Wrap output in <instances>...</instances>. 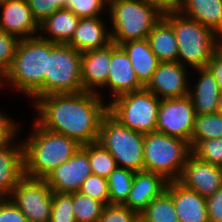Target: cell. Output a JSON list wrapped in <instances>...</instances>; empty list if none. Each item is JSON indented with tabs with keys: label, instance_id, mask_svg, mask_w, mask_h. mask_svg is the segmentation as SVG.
<instances>
[{
	"label": "cell",
	"instance_id": "43",
	"mask_svg": "<svg viewBox=\"0 0 222 222\" xmlns=\"http://www.w3.org/2000/svg\"><path fill=\"white\" fill-rule=\"evenodd\" d=\"M141 1L155 4L164 12L176 10L179 4V0H141Z\"/></svg>",
	"mask_w": 222,
	"mask_h": 222
},
{
	"label": "cell",
	"instance_id": "6",
	"mask_svg": "<svg viewBox=\"0 0 222 222\" xmlns=\"http://www.w3.org/2000/svg\"><path fill=\"white\" fill-rule=\"evenodd\" d=\"M190 144L180 138L155 131L144 134V171L162 175L167 181H176L188 156Z\"/></svg>",
	"mask_w": 222,
	"mask_h": 222
},
{
	"label": "cell",
	"instance_id": "15",
	"mask_svg": "<svg viewBox=\"0 0 222 222\" xmlns=\"http://www.w3.org/2000/svg\"><path fill=\"white\" fill-rule=\"evenodd\" d=\"M0 8V29L19 39L36 37L40 25L34 19L26 0H6Z\"/></svg>",
	"mask_w": 222,
	"mask_h": 222
},
{
	"label": "cell",
	"instance_id": "28",
	"mask_svg": "<svg viewBox=\"0 0 222 222\" xmlns=\"http://www.w3.org/2000/svg\"><path fill=\"white\" fill-rule=\"evenodd\" d=\"M134 174L135 171L121 167H117L109 174L107 182L110 204L123 205L126 202Z\"/></svg>",
	"mask_w": 222,
	"mask_h": 222
},
{
	"label": "cell",
	"instance_id": "1",
	"mask_svg": "<svg viewBox=\"0 0 222 222\" xmlns=\"http://www.w3.org/2000/svg\"><path fill=\"white\" fill-rule=\"evenodd\" d=\"M100 94L87 91L55 93L35 103V120L45 129L75 139L80 145L98 141L100 123L108 105Z\"/></svg>",
	"mask_w": 222,
	"mask_h": 222
},
{
	"label": "cell",
	"instance_id": "12",
	"mask_svg": "<svg viewBox=\"0 0 222 222\" xmlns=\"http://www.w3.org/2000/svg\"><path fill=\"white\" fill-rule=\"evenodd\" d=\"M92 174L88 153L80 147L73 156L53 170L45 179L52 192L74 193Z\"/></svg>",
	"mask_w": 222,
	"mask_h": 222
},
{
	"label": "cell",
	"instance_id": "42",
	"mask_svg": "<svg viewBox=\"0 0 222 222\" xmlns=\"http://www.w3.org/2000/svg\"><path fill=\"white\" fill-rule=\"evenodd\" d=\"M207 68L216 79L220 92H222V45L214 52Z\"/></svg>",
	"mask_w": 222,
	"mask_h": 222
},
{
	"label": "cell",
	"instance_id": "3",
	"mask_svg": "<svg viewBox=\"0 0 222 222\" xmlns=\"http://www.w3.org/2000/svg\"><path fill=\"white\" fill-rule=\"evenodd\" d=\"M33 123L32 134L22 142L24 173L27 177L45 179L81 145L73 138L43 128L36 120Z\"/></svg>",
	"mask_w": 222,
	"mask_h": 222
},
{
	"label": "cell",
	"instance_id": "8",
	"mask_svg": "<svg viewBox=\"0 0 222 222\" xmlns=\"http://www.w3.org/2000/svg\"><path fill=\"white\" fill-rule=\"evenodd\" d=\"M160 103L161 99L144 88L120 95L107 105L108 112L122 125L147 134L156 131Z\"/></svg>",
	"mask_w": 222,
	"mask_h": 222
},
{
	"label": "cell",
	"instance_id": "47",
	"mask_svg": "<svg viewBox=\"0 0 222 222\" xmlns=\"http://www.w3.org/2000/svg\"><path fill=\"white\" fill-rule=\"evenodd\" d=\"M6 0H0V5L2 4V3H4Z\"/></svg>",
	"mask_w": 222,
	"mask_h": 222
},
{
	"label": "cell",
	"instance_id": "25",
	"mask_svg": "<svg viewBox=\"0 0 222 222\" xmlns=\"http://www.w3.org/2000/svg\"><path fill=\"white\" fill-rule=\"evenodd\" d=\"M79 19L71 10L58 9L40 24L39 31L49 37L43 34L39 36L53 43L67 44L74 35Z\"/></svg>",
	"mask_w": 222,
	"mask_h": 222
},
{
	"label": "cell",
	"instance_id": "32",
	"mask_svg": "<svg viewBox=\"0 0 222 222\" xmlns=\"http://www.w3.org/2000/svg\"><path fill=\"white\" fill-rule=\"evenodd\" d=\"M73 212V193L53 192L49 222H76Z\"/></svg>",
	"mask_w": 222,
	"mask_h": 222
},
{
	"label": "cell",
	"instance_id": "19",
	"mask_svg": "<svg viewBox=\"0 0 222 222\" xmlns=\"http://www.w3.org/2000/svg\"><path fill=\"white\" fill-rule=\"evenodd\" d=\"M167 183L160 174L137 171L133 176L129 196L123 205L140 214L154 198L166 190Z\"/></svg>",
	"mask_w": 222,
	"mask_h": 222
},
{
	"label": "cell",
	"instance_id": "35",
	"mask_svg": "<svg viewBox=\"0 0 222 222\" xmlns=\"http://www.w3.org/2000/svg\"><path fill=\"white\" fill-rule=\"evenodd\" d=\"M108 0H66L65 9L71 10L77 17H100Z\"/></svg>",
	"mask_w": 222,
	"mask_h": 222
},
{
	"label": "cell",
	"instance_id": "20",
	"mask_svg": "<svg viewBox=\"0 0 222 222\" xmlns=\"http://www.w3.org/2000/svg\"><path fill=\"white\" fill-rule=\"evenodd\" d=\"M100 17L80 18L73 37L67 43L80 53L106 47L110 44L111 33Z\"/></svg>",
	"mask_w": 222,
	"mask_h": 222
},
{
	"label": "cell",
	"instance_id": "29",
	"mask_svg": "<svg viewBox=\"0 0 222 222\" xmlns=\"http://www.w3.org/2000/svg\"><path fill=\"white\" fill-rule=\"evenodd\" d=\"M81 147L88 153L92 174L107 179L109 174L118 167L111 153L99 142L81 145Z\"/></svg>",
	"mask_w": 222,
	"mask_h": 222
},
{
	"label": "cell",
	"instance_id": "37",
	"mask_svg": "<svg viewBox=\"0 0 222 222\" xmlns=\"http://www.w3.org/2000/svg\"><path fill=\"white\" fill-rule=\"evenodd\" d=\"M20 39L0 29V74L3 75L15 57Z\"/></svg>",
	"mask_w": 222,
	"mask_h": 222
},
{
	"label": "cell",
	"instance_id": "11",
	"mask_svg": "<svg viewBox=\"0 0 222 222\" xmlns=\"http://www.w3.org/2000/svg\"><path fill=\"white\" fill-rule=\"evenodd\" d=\"M195 109L189 95L163 99L159 105L156 131L187 141L195 127Z\"/></svg>",
	"mask_w": 222,
	"mask_h": 222
},
{
	"label": "cell",
	"instance_id": "40",
	"mask_svg": "<svg viewBox=\"0 0 222 222\" xmlns=\"http://www.w3.org/2000/svg\"><path fill=\"white\" fill-rule=\"evenodd\" d=\"M0 222H28L22 211L9 199L0 207Z\"/></svg>",
	"mask_w": 222,
	"mask_h": 222
},
{
	"label": "cell",
	"instance_id": "10",
	"mask_svg": "<svg viewBox=\"0 0 222 222\" xmlns=\"http://www.w3.org/2000/svg\"><path fill=\"white\" fill-rule=\"evenodd\" d=\"M10 199L28 222H49L53 192L46 179L24 176L10 194Z\"/></svg>",
	"mask_w": 222,
	"mask_h": 222
},
{
	"label": "cell",
	"instance_id": "16",
	"mask_svg": "<svg viewBox=\"0 0 222 222\" xmlns=\"http://www.w3.org/2000/svg\"><path fill=\"white\" fill-rule=\"evenodd\" d=\"M107 87L111 89L114 99L145 88L137 78L127 53L114 42H112Z\"/></svg>",
	"mask_w": 222,
	"mask_h": 222
},
{
	"label": "cell",
	"instance_id": "5",
	"mask_svg": "<svg viewBox=\"0 0 222 222\" xmlns=\"http://www.w3.org/2000/svg\"><path fill=\"white\" fill-rule=\"evenodd\" d=\"M111 17V41L121 45L130 40L146 39L163 17L155 4L141 0H108Z\"/></svg>",
	"mask_w": 222,
	"mask_h": 222
},
{
	"label": "cell",
	"instance_id": "13",
	"mask_svg": "<svg viewBox=\"0 0 222 222\" xmlns=\"http://www.w3.org/2000/svg\"><path fill=\"white\" fill-rule=\"evenodd\" d=\"M176 181L201 196L208 197L222 186V167L204 162L191 153Z\"/></svg>",
	"mask_w": 222,
	"mask_h": 222
},
{
	"label": "cell",
	"instance_id": "45",
	"mask_svg": "<svg viewBox=\"0 0 222 222\" xmlns=\"http://www.w3.org/2000/svg\"><path fill=\"white\" fill-rule=\"evenodd\" d=\"M217 109L218 113L222 114V92L219 94Z\"/></svg>",
	"mask_w": 222,
	"mask_h": 222
},
{
	"label": "cell",
	"instance_id": "31",
	"mask_svg": "<svg viewBox=\"0 0 222 222\" xmlns=\"http://www.w3.org/2000/svg\"><path fill=\"white\" fill-rule=\"evenodd\" d=\"M104 204L77 191L73 193V210L76 222H99Z\"/></svg>",
	"mask_w": 222,
	"mask_h": 222
},
{
	"label": "cell",
	"instance_id": "41",
	"mask_svg": "<svg viewBox=\"0 0 222 222\" xmlns=\"http://www.w3.org/2000/svg\"><path fill=\"white\" fill-rule=\"evenodd\" d=\"M1 113L0 111V143L14 141L15 135L18 133V123L9 116H5V113Z\"/></svg>",
	"mask_w": 222,
	"mask_h": 222
},
{
	"label": "cell",
	"instance_id": "33",
	"mask_svg": "<svg viewBox=\"0 0 222 222\" xmlns=\"http://www.w3.org/2000/svg\"><path fill=\"white\" fill-rule=\"evenodd\" d=\"M191 150L198 159L222 167V138L199 141Z\"/></svg>",
	"mask_w": 222,
	"mask_h": 222
},
{
	"label": "cell",
	"instance_id": "39",
	"mask_svg": "<svg viewBox=\"0 0 222 222\" xmlns=\"http://www.w3.org/2000/svg\"><path fill=\"white\" fill-rule=\"evenodd\" d=\"M209 222H222V186L206 197Z\"/></svg>",
	"mask_w": 222,
	"mask_h": 222
},
{
	"label": "cell",
	"instance_id": "22",
	"mask_svg": "<svg viewBox=\"0 0 222 222\" xmlns=\"http://www.w3.org/2000/svg\"><path fill=\"white\" fill-rule=\"evenodd\" d=\"M176 10L212 29L222 39V0H179Z\"/></svg>",
	"mask_w": 222,
	"mask_h": 222
},
{
	"label": "cell",
	"instance_id": "2",
	"mask_svg": "<svg viewBox=\"0 0 222 222\" xmlns=\"http://www.w3.org/2000/svg\"><path fill=\"white\" fill-rule=\"evenodd\" d=\"M57 43L36 37L20 39L10 67L2 75L3 82L33 97V101L45 96V73L48 57ZM5 80V81H4Z\"/></svg>",
	"mask_w": 222,
	"mask_h": 222
},
{
	"label": "cell",
	"instance_id": "18",
	"mask_svg": "<svg viewBox=\"0 0 222 222\" xmlns=\"http://www.w3.org/2000/svg\"><path fill=\"white\" fill-rule=\"evenodd\" d=\"M166 191L173 198L179 222H209L206 197L177 181H168Z\"/></svg>",
	"mask_w": 222,
	"mask_h": 222
},
{
	"label": "cell",
	"instance_id": "38",
	"mask_svg": "<svg viewBox=\"0 0 222 222\" xmlns=\"http://www.w3.org/2000/svg\"><path fill=\"white\" fill-rule=\"evenodd\" d=\"M34 19L40 25L56 10L65 8L66 0H26Z\"/></svg>",
	"mask_w": 222,
	"mask_h": 222
},
{
	"label": "cell",
	"instance_id": "4",
	"mask_svg": "<svg viewBox=\"0 0 222 222\" xmlns=\"http://www.w3.org/2000/svg\"><path fill=\"white\" fill-rule=\"evenodd\" d=\"M163 18L173 27L178 45L177 61L192 68L207 67L214 52L222 45V39L212 29L177 10L166 11ZM184 61V62H183Z\"/></svg>",
	"mask_w": 222,
	"mask_h": 222
},
{
	"label": "cell",
	"instance_id": "44",
	"mask_svg": "<svg viewBox=\"0 0 222 222\" xmlns=\"http://www.w3.org/2000/svg\"><path fill=\"white\" fill-rule=\"evenodd\" d=\"M9 199L10 195L4 190L0 189V207H2Z\"/></svg>",
	"mask_w": 222,
	"mask_h": 222
},
{
	"label": "cell",
	"instance_id": "27",
	"mask_svg": "<svg viewBox=\"0 0 222 222\" xmlns=\"http://www.w3.org/2000/svg\"><path fill=\"white\" fill-rule=\"evenodd\" d=\"M140 222H179L172 196L165 190L139 214Z\"/></svg>",
	"mask_w": 222,
	"mask_h": 222
},
{
	"label": "cell",
	"instance_id": "24",
	"mask_svg": "<svg viewBox=\"0 0 222 222\" xmlns=\"http://www.w3.org/2000/svg\"><path fill=\"white\" fill-rule=\"evenodd\" d=\"M119 46L127 53L139 81L146 86L160 63L148 39L130 40Z\"/></svg>",
	"mask_w": 222,
	"mask_h": 222
},
{
	"label": "cell",
	"instance_id": "30",
	"mask_svg": "<svg viewBox=\"0 0 222 222\" xmlns=\"http://www.w3.org/2000/svg\"><path fill=\"white\" fill-rule=\"evenodd\" d=\"M222 138V114L196 115L191 149L199 142Z\"/></svg>",
	"mask_w": 222,
	"mask_h": 222
},
{
	"label": "cell",
	"instance_id": "36",
	"mask_svg": "<svg viewBox=\"0 0 222 222\" xmlns=\"http://www.w3.org/2000/svg\"><path fill=\"white\" fill-rule=\"evenodd\" d=\"M99 222H140L139 214L121 204L104 205Z\"/></svg>",
	"mask_w": 222,
	"mask_h": 222
},
{
	"label": "cell",
	"instance_id": "9",
	"mask_svg": "<svg viewBox=\"0 0 222 222\" xmlns=\"http://www.w3.org/2000/svg\"><path fill=\"white\" fill-rule=\"evenodd\" d=\"M81 54L72 46L57 43L49 53L45 73V96L83 91Z\"/></svg>",
	"mask_w": 222,
	"mask_h": 222
},
{
	"label": "cell",
	"instance_id": "7",
	"mask_svg": "<svg viewBox=\"0 0 222 222\" xmlns=\"http://www.w3.org/2000/svg\"><path fill=\"white\" fill-rule=\"evenodd\" d=\"M97 142L111 153L118 167L144 171V134L122 125L109 112L101 120Z\"/></svg>",
	"mask_w": 222,
	"mask_h": 222
},
{
	"label": "cell",
	"instance_id": "26",
	"mask_svg": "<svg viewBox=\"0 0 222 222\" xmlns=\"http://www.w3.org/2000/svg\"><path fill=\"white\" fill-rule=\"evenodd\" d=\"M151 50L160 62H176L178 45L173 27L162 17L149 33Z\"/></svg>",
	"mask_w": 222,
	"mask_h": 222
},
{
	"label": "cell",
	"instance_id": "14",
	"mask_svg": "<svg viewBox=\"0 0 222 222\" xmlns=\"http://www.w3.org/2000/svg\"><path fill=\"white\" fill-rule=\"evenodd\" d=\"M186 69L178 61L160 62L145 88L161 100L187 96L190 85Z\"/></svg>",
	"mask_w": 222,
	"mask_h": 222
},
{
	"label": "cell",
	"instance_id": "46",
	"mask_svg": "<svg viewBox=\"0 0 222 222\" xmlns=\"http://www.w3.org/2000/svg\"><path fill=\"white\" fill-rule=\"evenodd\" d=\"M2 87V75L0 74V88Z\"/></svg>",
	"mask_w": 222,
	"mask_h": 222
},
{
	"label": "cell",
	"instance_id": "21",
	"mask_svg": "<svg viewBox=\"0 0 222 222\" xmlns=\"http://www.w3.org/2000/svg\"><path fill=\"white\" fill-rule=\"evenodd\" d=\"M19 143H0V189L9 195L25 176L24 150L22 143Z\"/></svg>",
	"mask_w": 222,
	"mask_h": 222
},
{
	"label": "cell",
	"instance_id": "17",
	"mask_svg": "<svg viewBox=\"0 0 222 222\" xmlns=\"http://www.w3.org/2000/svg\"><path fill=\"white\" fill-rule=\"evenodd\" d=\"M112 42L106 47L81 54V78L83 91L98 93L96 87H107ZM95 89V90H94Z\"/></svg>",
	"mask_w": 222,
	"mask_h": 222
},
{
	"label": "cell",
	"instance_id": "23",
	"mask_svg": "<svg viewBox=\"0 0 222 222\" xmlns=\"http://www.w3.org/2000/svg\"><path fill=\"white\" fill-rule=\"evenodd\" d=\"M199 79L194 88H189V96L192 100L196 115L218 113L217 105L220 90L214 75L205 68H197Z\"/></svg>",
	"mask_w": 222,
	"mask_h": 222
},
{
	"label": "cell",
	"instance_id": "34",
	"mask_svg": "<svg viewBox=\"0 0 222 222\" xmlns=\"http://www.w3.org/2000/svg\"><path fill=\"white\" fill-rule=\"evenodd\" d=\"M79 192L88 195L92 199L101 201L104 205L110 204L108 182L106 178L94 174L89 175L82 183Z\"/></svg>",
	"mask_w": 222,
	"mask_h": 222
}]
</instances>
